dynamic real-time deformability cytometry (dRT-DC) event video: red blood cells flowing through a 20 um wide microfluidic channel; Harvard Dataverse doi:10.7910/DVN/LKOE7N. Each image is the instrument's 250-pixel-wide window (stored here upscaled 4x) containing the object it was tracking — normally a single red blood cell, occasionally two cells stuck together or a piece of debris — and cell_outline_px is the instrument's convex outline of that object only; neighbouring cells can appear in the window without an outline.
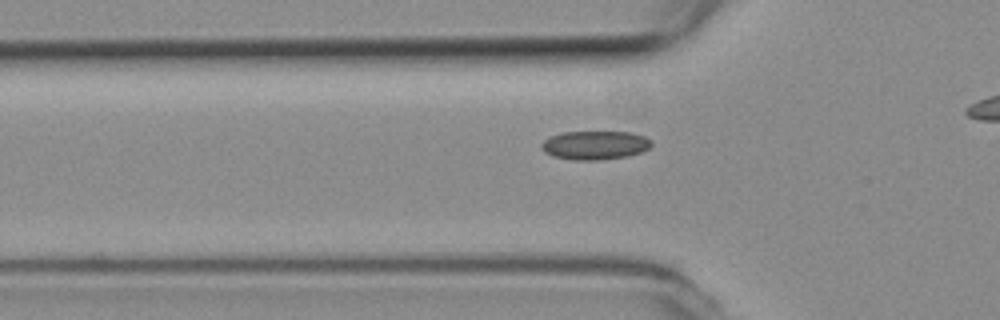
{"species": "common noctule bat (a hibernating species)", "species_latin": "Nyctalus noctula", "temperature_condition": "room temperature", "stored_images_in_passage": 29, "camera_frame_rate_fps": 3000, "um_per_image_px": 0.085, "animal": {"sex": "female", "body_mass_g": 19.3, "forearm_length_mm": 54.1}, "frame": {"image": 1, "passage_image": 3, "time_ms": 0.667, "image_size_px": [1000, 320], "cell_outline_px": [[652, 144], [648, 148], [640, 152], [628, 156], [600, 160], [572, 160], [552, 156], [544, 152], [540, 148], [540, 144], [544, 140], [552, 136], [564, 132], [632, 132], [644, 136], [652, 140]], "centroid_in_image_um": [50.56, 12.34], "position_along_channel_um": 75.2, "area_um2": 18.5}}
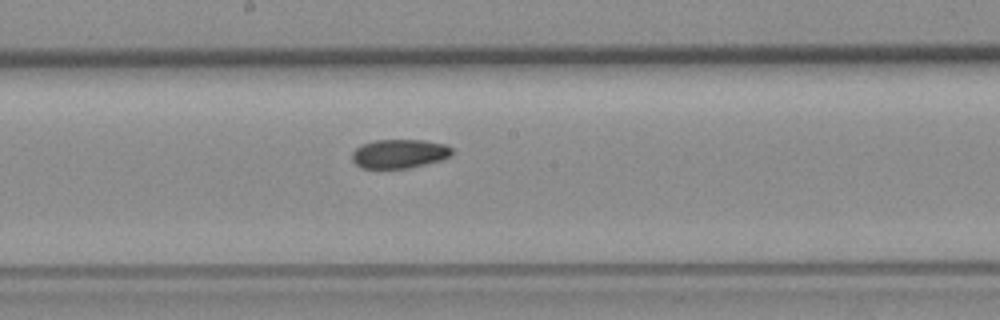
{"frame": {"image": 2, "passage_image": 14, "time_ms": 4.333, "image_size_px": [1000, 320], "cell_outline_px": [[452, 156], [440, 160], [408, 168], [360, 168], [352, 160], [352, 152], [356, 148], [364, 144], [376, 140], [424, 140], [444, 144], [452, 148]], "centroid_in_image_um": [33.94, 13.07], "position_along_channel_um": 214.3, "area_um2": 16.76}}
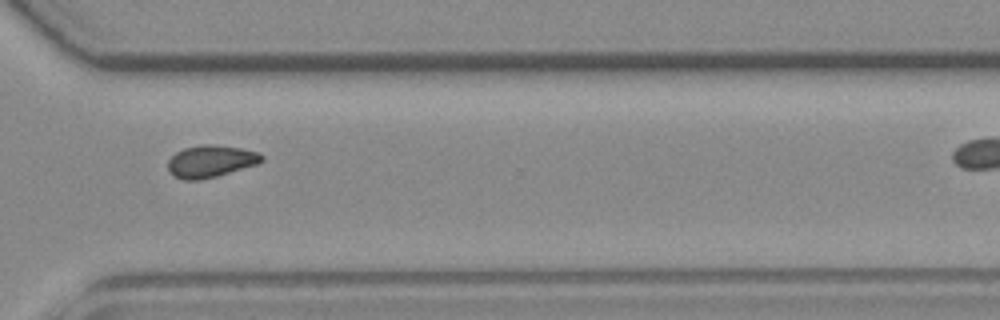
{"frame": {"image": 3, "passage_image": 25, "time_ms": 8.0, "image_size_px": [1000, 320], "cell_outline_px": [[264, 160], [256, 164], [216, 176], [200, 180], [184, 180], [176, 176], [168, 168], [168, 160], [176, 152], [184, 148], [204, 144], [212, 144], [240, 148], [260, 152], [264, 156]], "centroid_in_image_um": [17.93, 13.69], "position_along_channel_um": 352.7, "area_um2": 17.34}}